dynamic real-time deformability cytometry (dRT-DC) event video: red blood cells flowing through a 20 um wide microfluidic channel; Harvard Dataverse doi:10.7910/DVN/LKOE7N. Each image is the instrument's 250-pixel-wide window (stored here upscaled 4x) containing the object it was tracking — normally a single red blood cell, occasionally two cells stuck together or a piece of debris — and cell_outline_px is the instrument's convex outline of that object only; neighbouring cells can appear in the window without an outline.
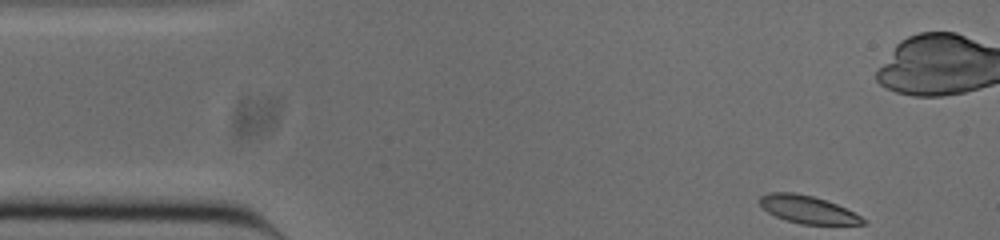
{"species": "common noctule bat (a hibernating species)", "species_latin": "Nyctalus noctula", "temperature_condition": "cold", "stored_images_in_passage": 50, "camera_frame_rate_fps": 3000, "um_per_image_px": 0.085, "animal": {"sex": "male", "body_mass_g": 20.0, "forearm_length_mm": 53.3}, "frame": {"image": 1, "passage_image": 1, "time_ms": 0.0, "image_size_px": [1000, 240], "cell_outline_px": [[868, 224], [800, 224], [784, 220], [768, 212], [760, 204], [760, 196], [768, 192], [792, 192], [812, 196], [836, 204], [868, 220]], "centroid_in_image_um": [68.65, 17.81], "position_along_channel_um": 16.4, "area_um2": 16.47}}
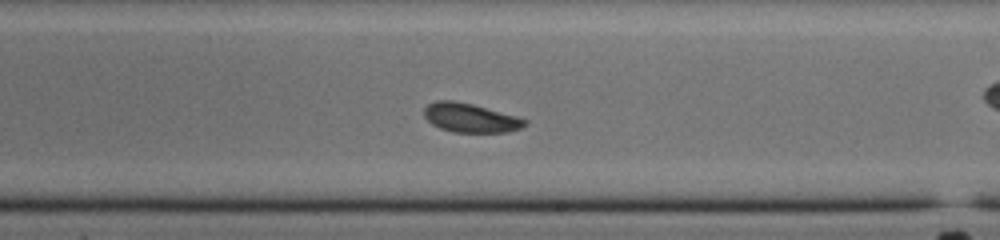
{"frame": {"image": 2, "passage_image": 26, "time_ms": 8.333, "image_size_px": [1000, 240], "cell_outline_px": [[528, 124], [520, 128], [508, 132], [452, 132], [440, 128], [432, 124], [424, 116], [424, 108], [428, 104], [436, 100], [456, 100], [472, 104], [516, 116], [528, 120]], "centroid_in_image_um": [39.97, 10.01], "position_along_channel_um": 249.0, "area_um2": 17.05}}
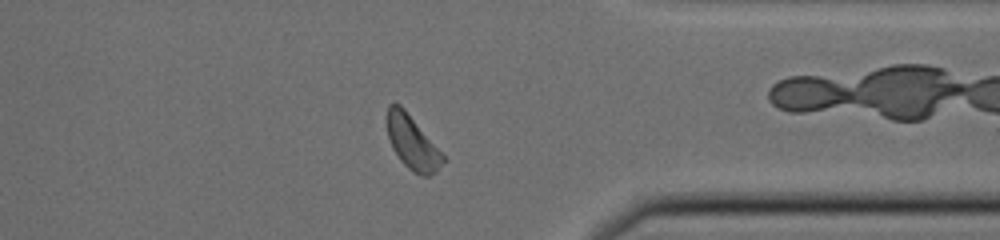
{"frame": {"image": 3, "passage_image": 37, "time_ms": 12.0, "image_size_px": [1000, 240], "cell_outline_px": [[448, 160], [436, 172], [428, 176], [420, 176], [408, 168], [400, 160], [392, 148], [388, 136], [388, 104], [400, 104], [404, 108]], "centroid_in_image_um": [35.08, 12.16], "position_along_channel_um": 376.3, "area_um2": 17.34}, "authors_computed_cell_mechanics": {"area_um2": 17.5423, "velocity_mm_per_s": 3.7931, "shape_relaxation_time_tau1_ms": 5.9266, "shape_relaxation_time_tau2_ms": 1.9887, "deformation_change_tau1": 0.0875, "deformation_change_tau2": 0.0606}}